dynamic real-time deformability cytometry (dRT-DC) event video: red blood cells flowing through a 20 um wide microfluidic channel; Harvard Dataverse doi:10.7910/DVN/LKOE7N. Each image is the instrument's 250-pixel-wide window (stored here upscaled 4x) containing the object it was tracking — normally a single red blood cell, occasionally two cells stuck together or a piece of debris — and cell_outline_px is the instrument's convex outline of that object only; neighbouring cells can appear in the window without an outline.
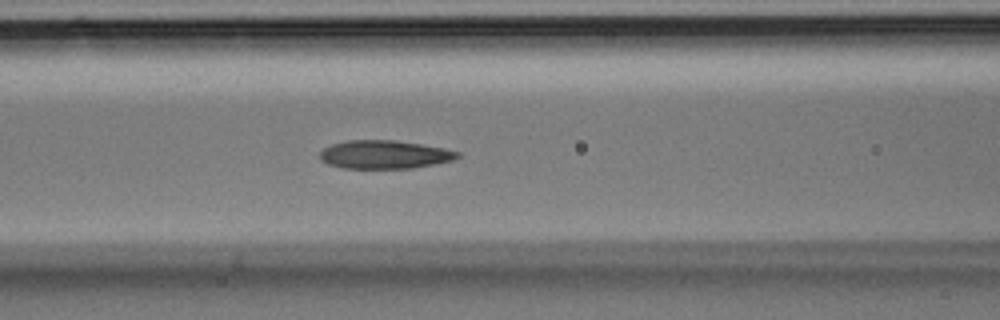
{"species": "Egyptian fruit bat (a non-hibernating species)", "species_latin": "Rousettus aegyptiacus", "temperature_condition": "room temperature", "stored_images_in_passage": 27, "camera_frame_rate_fps": 3000, "um_per_image_px": 0.085, "animal": {"sex": "male"}, "frame": {"image": 1, "passage_image": 12, "time_ms": 3.667, "image_size_px": [1000, 320], "cell_outline_px": [[460, 156], [452, 160], [412, 168], [344, 168], [328, 164], [320, 160], [320, 152], [324, 148], [332, 144], [348, 140], [396, 140], [420, 144], [460, 152]], "centroid_in_image_um": [32.64, 13.13], "position_along_channel_um": 134.0, "area_um2": 22.48}}
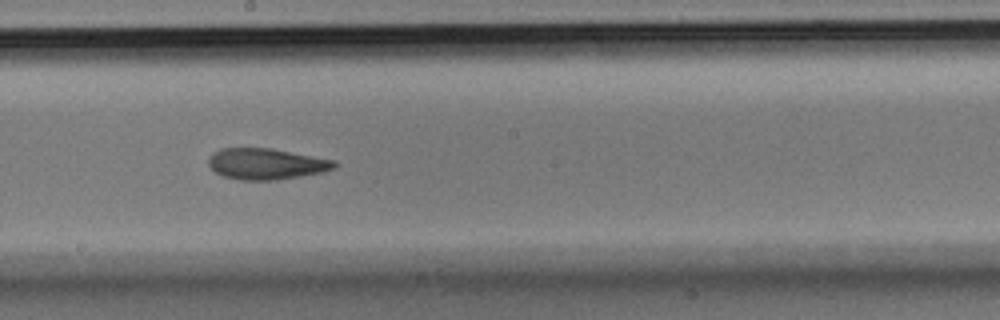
{"frame": {"image": 2, "passage_image": 17, "time_ms": 5.333, "image_size_px": [1000, 320], "cell_outline_px": [[340, 164], [336, 168], [324, 172], [276, 180], [240, 180], [224, 176], [216, 172], [208, 164], [208, 160], [212, 152], [220, 148], [272, 148], [336, 160]], "centroid_in_image_um": [22.68, 13.92], "position_along_channel_um": 225.5, "area_um2": 23.06}}
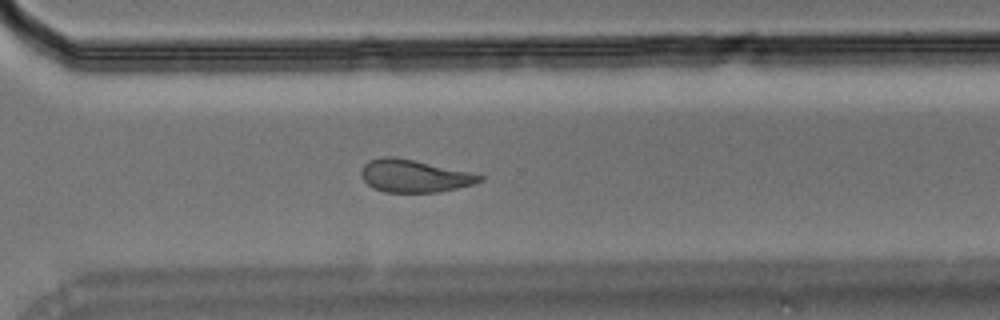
{"frame": {"image": 3, "passage_image": 23, "time_ms": 7.333, "image_size_px": [1000, 320], "cell_outline_px": [[484, 180], [472, 184], [440, 192], [384, 192], [372, 188], [360, 176], [360, 172], [364, 164], [368, 160], [380, 156], [396, 156], [468, 172], [484, 176]], "centroid_in_image_um": [35.14, 14.95], "position_along_channel_um": 335.5, "area_um2": 22.48}}